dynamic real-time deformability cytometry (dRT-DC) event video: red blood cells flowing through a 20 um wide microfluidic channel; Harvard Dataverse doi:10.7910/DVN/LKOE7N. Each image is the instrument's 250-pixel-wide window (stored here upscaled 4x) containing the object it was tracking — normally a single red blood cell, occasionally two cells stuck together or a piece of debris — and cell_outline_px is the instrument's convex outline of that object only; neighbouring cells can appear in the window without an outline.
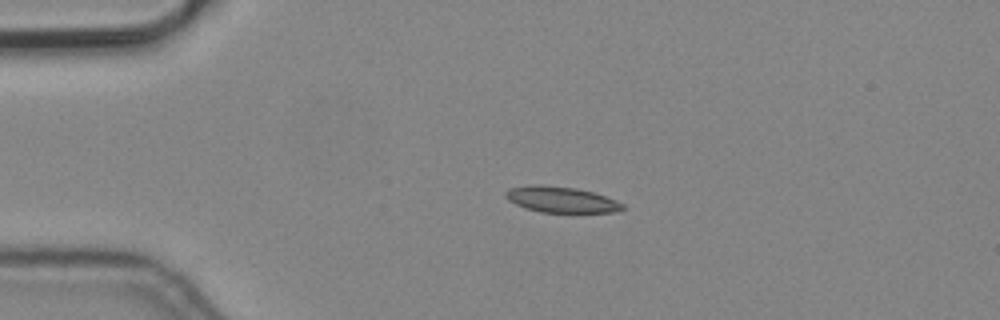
{"species": "common noctule bat (a hibernating species)", "species_latin": "Nyctalus noctula", "temperature_condition": "cold", "stored_images_in_passage": 2, "camera_frame_rate_fps": 3000, "um_per_image_px": 0.085, "animal": {"sex": "male", "body_mass_g": 19.2, "forearm_length_mm": 51.8}, "frame": {"image": 1, "passage_image": 1, "time_ms": 0.0, "image_size_px": [1000, 320], "cell_outline_px": [[624, 208], [612, 212], [540, 212], [524, 208], [508, 200], [504, 196], [504, 192], [508, 188], [528, 184], [540, 184], [576, 188], [592, 192], [616, 200], [624, 204]], "centroid_in_image_um": [47.62, 16.95], "position_along_channel_um": 37.4, "area_um2": 17.74}}